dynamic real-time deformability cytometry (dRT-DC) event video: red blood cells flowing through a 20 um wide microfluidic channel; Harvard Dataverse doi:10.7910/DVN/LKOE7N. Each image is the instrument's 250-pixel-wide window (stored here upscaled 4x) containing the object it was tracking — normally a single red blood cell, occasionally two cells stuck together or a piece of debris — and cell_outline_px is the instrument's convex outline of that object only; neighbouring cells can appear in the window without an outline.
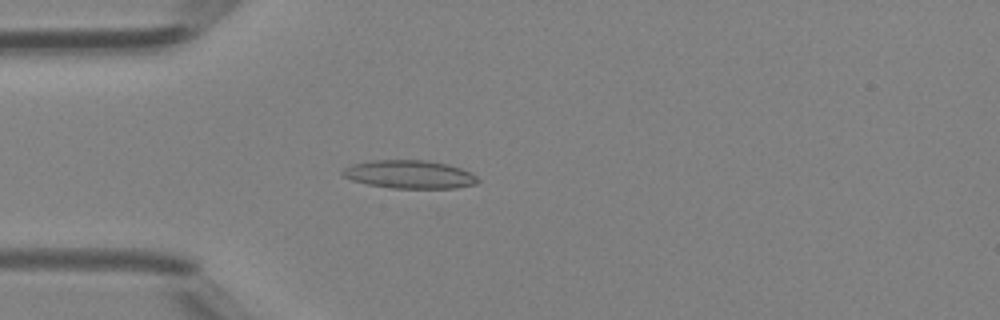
{"species": "Egyptian fruit bat (a non-hibernating species)", "species_latin": "Rousettus aegyptiacus", "temperature_condition": "room temperature", "stored_images_in_passage": 39, "camera_frame_rate_fps": 3000, "um_per_image_px": 0.085, "animal": {"sex": "female"}, "frame": {"image": 1, "passage_image": 9, "time_ms": 2.667, "image_size_px": [1000, 320], "cell_outline_px": [[480, 180], [476, 184], [456, 188], [392, 188], [368, 184], [352, 180], [344, 176], [340, 172], [344, 168], [352, 164], [372, 160], [424, 160], [448, 164], [460, 168], [476, 176]], "centroid_in_image_um": [34.8, 14.82], "position_along_channel_um": 50.2, "area_um2": 22.14}}
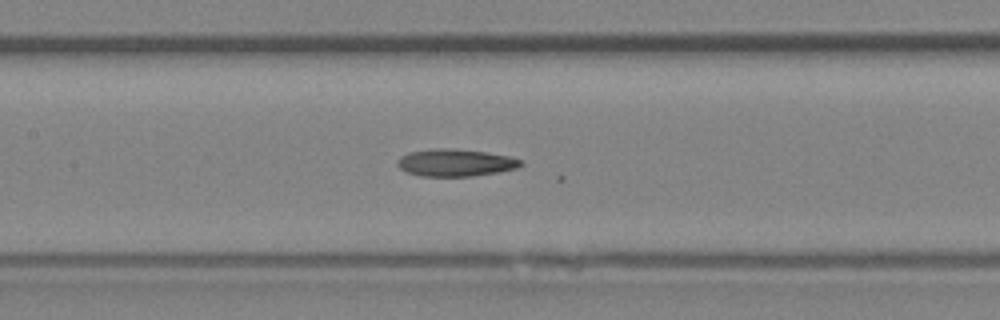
{"frame": {"image": 2, "passage_image": 17, "time_ms": 5.333, "image_size_px": [1000, 320], "cell_outline_px": [[524, 164], [516, 168], [500, 172], [472, 176], [420, 176], [408, 172], [400, 168], [396, 164], [396, 160], [400, 156], [408, 152], [432, 148], [448, 148], [484, 152], [508, 156], [524, 160]], "centroid_in_image_um": [38.7, 13.82], "position_along_channel_um": 168.7, "area_um2": 19.71}}
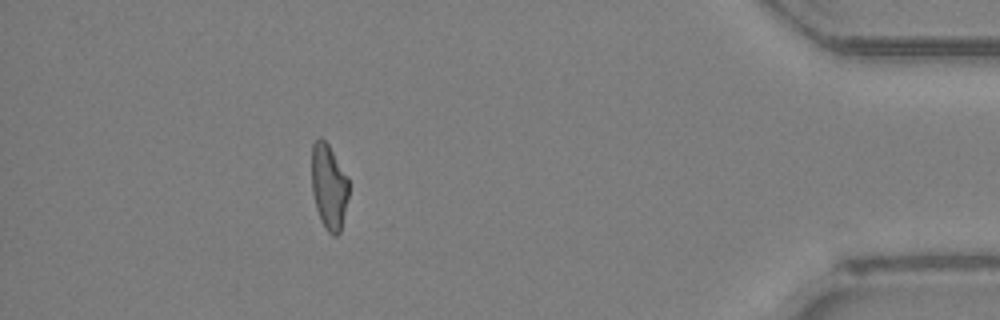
{"frame": {"image": 3, "passage_image": 35, "time_ms": 11.333, "image_size_px": [1000, 320], "cell_outline_px": [[348, 196], [340, 232], [336, 236], [332, 236], [328, 232], [320, 220], [316, 208], [312, 192], [312, 144], [320, 136], [328, 144], [348, 176]], "centroid_in_image_um": [27.95, 15.87], "position_along_channel_um": 407.3, "area_um2": 18.44}}